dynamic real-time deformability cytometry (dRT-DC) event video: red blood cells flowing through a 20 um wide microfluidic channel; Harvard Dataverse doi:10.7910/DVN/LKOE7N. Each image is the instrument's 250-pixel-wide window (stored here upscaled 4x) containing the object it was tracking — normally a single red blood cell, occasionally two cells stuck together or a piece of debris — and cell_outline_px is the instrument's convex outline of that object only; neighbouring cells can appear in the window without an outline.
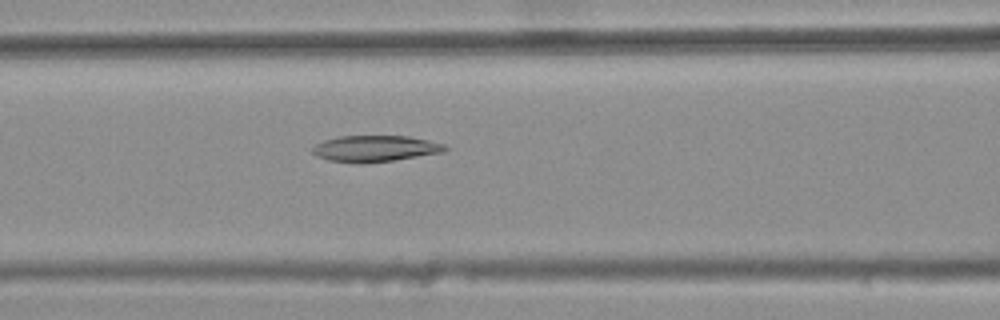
{"species": "common noctule bat (a hibernating species)", "species_latin": "Nyctalus noctula", "temperature_condition": "warm", "stored_images_in_passage": 36, "camera_frame_rate_fps": 3000, "um_per_image_px": 0.085, "animal": {"sex": "female", "body_mass_g": 25.1}, "frame": {"image": 1, "passage_image": 10, "time_ms": 3.0, "image_size_px": [1000, 320], "cell_outline_px": [[448, 148], [444, 152], [392, 160], [328, 160], [316, 156], [312, 152], [312, 148], [316, 144], [324, 140], [340, 136], [408, 136], [428, 140], [444, 144]], "centroid_in_image_um": [31.92, 12.58], "position_along_channel_um": 134.7, "area_um2": 19.31}}
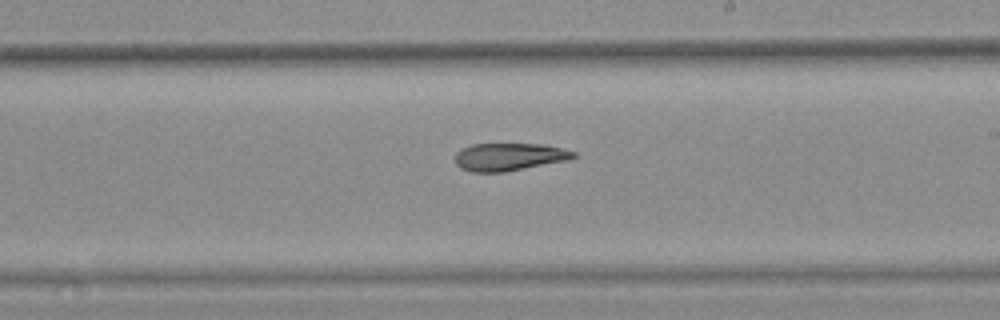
{"frame": {"image": 2, "passage_image": 19, "time_ms": 6.0, "image_size_px": [1000, 320], "cell_outline_px": [[580, 156], [568, 160], [504, 172], [472, 172], [460, 168], [456, 164], [456, 152], [460, 148], [472, 144], [540, 144], [560, 148], [576, 152]], "centroid_in_image_um": [43.27, 13.33], "position_along_channel_um": 245.7, "area_um2": 19.13}}
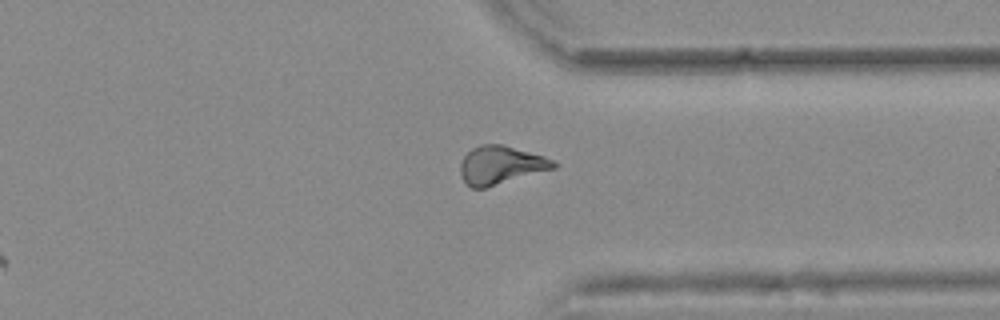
{"frame": {"image": 3, "passage_image": 29, "time_ms": 9.333, "image_size_px": [1000, 320], "cell_outline_px": [[556, 168], [484, 188], [472, 188], [464, 180], [460, 172], [460, 164], [464, 156], [472, 148], [480, 144], [500, 144], [544, 156], [552, 160], [556, 164]], "centroid_in_image_um": [42.55, 14.03], "position_along_channel_um": 368.9, "area_um2": 20.46}}